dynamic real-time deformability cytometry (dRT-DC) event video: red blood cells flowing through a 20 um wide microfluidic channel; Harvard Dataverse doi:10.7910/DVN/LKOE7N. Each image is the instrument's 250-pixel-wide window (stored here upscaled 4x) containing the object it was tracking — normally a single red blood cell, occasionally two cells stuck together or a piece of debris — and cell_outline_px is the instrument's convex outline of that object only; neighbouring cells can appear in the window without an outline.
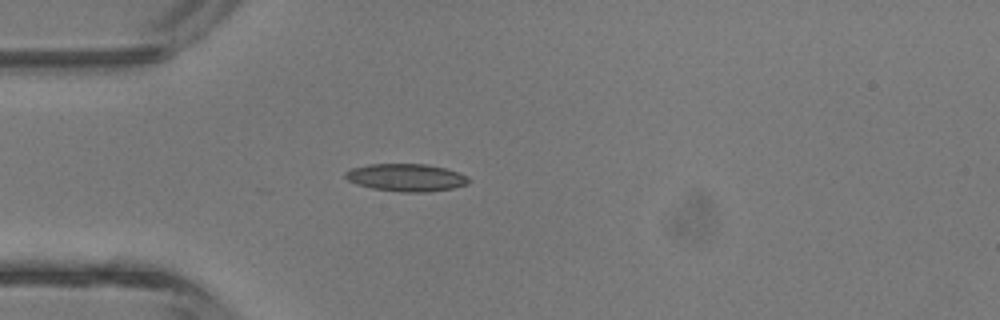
{"species": "common noctule bat (a hibernating species)", "species_latin": "Nyctalus noctula", "temperature_condition": "room temperature", "stored_images_in_passage": 3, "camera_frame_rate_fps": 3000, "um_per_image_px": 0.085, "animal": {"sex": "male", "body_mass_g": 13.3}, "frame": {"image": 1, "passage_image": 3, "time_ms": 3.0, "image_size_px": [1000, 320], "cell_outline_px": [[468, 184], [452, 188], [424, 192], [404, 192], [372, 188], [356, 184], [348, 180], [344, 176], [344, 172], [352, 168], [368, 164], [424, 164], [444, 168], [468, 176]], "centroid_in_image_um": [34.48, 15.09], "position_along_channel_um": 50.5, "area_um2": 19.59}}